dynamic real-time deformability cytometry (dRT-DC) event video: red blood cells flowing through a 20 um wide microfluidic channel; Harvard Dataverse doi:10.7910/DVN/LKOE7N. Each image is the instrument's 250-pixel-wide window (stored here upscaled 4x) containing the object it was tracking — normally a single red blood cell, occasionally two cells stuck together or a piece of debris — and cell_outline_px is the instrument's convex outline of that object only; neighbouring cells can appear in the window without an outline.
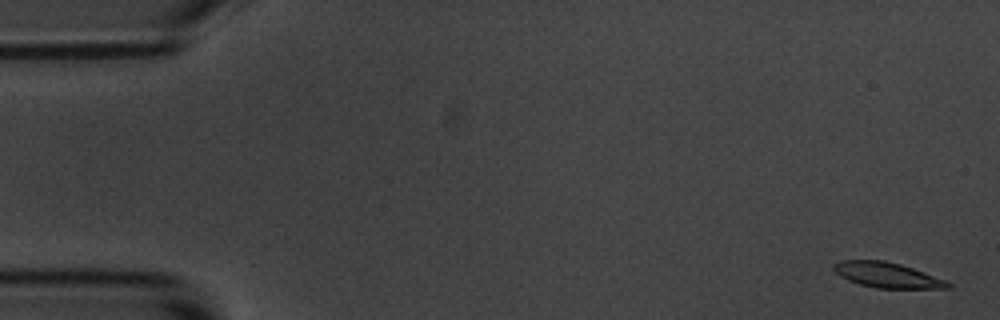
{"species": "common noctule bat (a hibernating species)", "species_latin": "Nyctalus noctula", "temperature_condition": "room temperature", "stored_images_in_passage": 15, "camera_frame_rate_fps": 3000, "um_per_image_px": 0.085, "animal": {"sex": "male", "body_mass_g": 20.1, "forearm_length_mm": 53.5}, "frame": {"image": 1, "passage_image": 1, "time_ms": 0.0, "image_size_px": [1000, 320], "cell_outline_px": [[952, 288], [876, 288], [860, 284], [848, 280], [840, 276], [832, 268], [832, 264], [840, 260], [884, 260], [900, 264], [912, 268], [944, 280], [952, 284]], "centroid_in_image_um": [75.36, 23.37], "position_along_channel_um": 9.6, "area_um2": 16.65}}
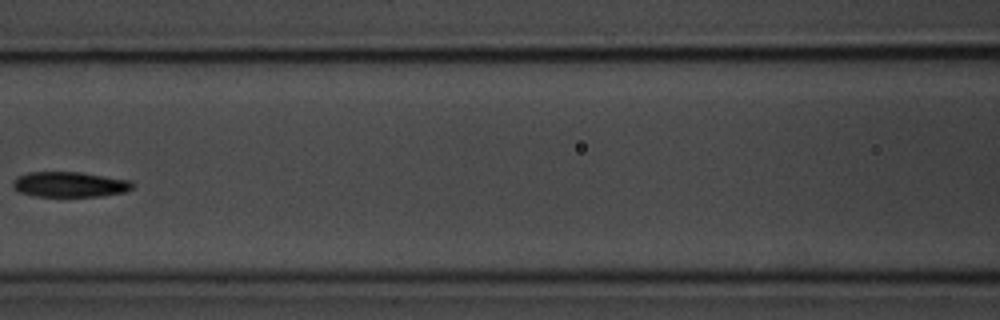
{"frame": {"image": 2, "passage_image": 7, "time_ms": 8.0, "image_size_px": [1000, 320], "cell_outline_px": [[132, 188], [124, 192], [100, 196], [36, 196], [20, 192], [12, 188], [12, 180], [16, 176], [28, 172], [80, 172], [132, 180]], "centroid_in_image_um": [5.88, 15.66], "position_along_channel_um": 160.7, "area_um2": 17.69}}
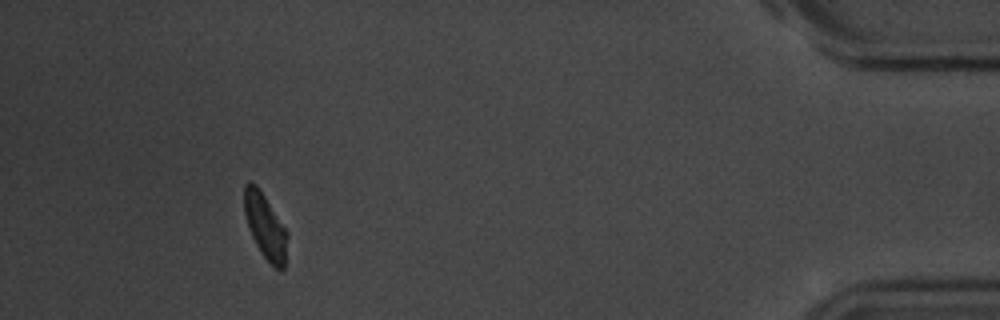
{"frame": {"image": 3, "passage_image": 14, "time_ms": 17.0, "image_size_px": [1000, 320], "cell_outline_px": [[288, 236], [284, 268], [280, 272], [260, 252], [252, 236], [244, 212], [244, 184], [248, 180], [256, 184], [288, 232]], "centroid_in_image_um": [22.55, 19.23], "position_along_channel_um": 412.7, "area_um2": 16.13}, "authors_computed_cell_mechanics": {"area_um2": 17.7446, "velocity_mm_per_s": 3.5031, "shape_relaxation_time_tau1_ms": 3.5618, "shape_relaxation_time_tau2_ms": null, "deformation_change_tau1": 0.1145, "deformation_change_tau2": null}}